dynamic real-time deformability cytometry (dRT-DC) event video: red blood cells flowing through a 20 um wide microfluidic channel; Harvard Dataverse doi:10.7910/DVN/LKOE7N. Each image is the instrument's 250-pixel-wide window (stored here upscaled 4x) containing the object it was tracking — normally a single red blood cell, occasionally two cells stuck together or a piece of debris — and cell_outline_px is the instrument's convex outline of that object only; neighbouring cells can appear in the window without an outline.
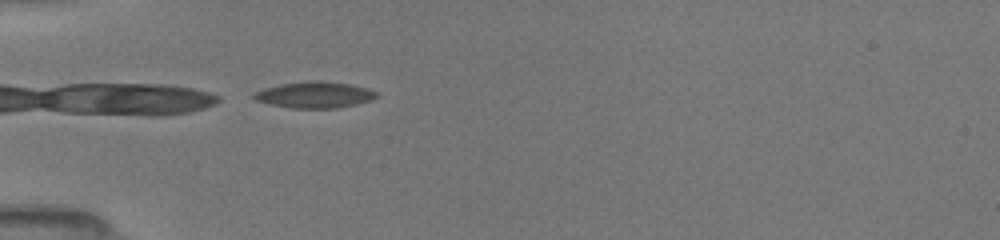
{"species": "common noctule bat (a hibernating species)", "species_latin": "Nyctalus noctula", "temperature_condition": "room temperature", "stored_images_in_passage": 36, "camera_frame_rate_fps": 3000, "um_per_image_px": 0.085, "animal": {"sex": "female", "body_mass_g": 19.5, "forearm_length_mm": 54.1}, "frame": {"image": 1, "passage_image": 1, "time_ms": 0.0, "image_size_px": [1000, 240], "cell_outline_px": [[380, 96], [372, 100], [356, 104], [336, 108], [292, 108], [268, 104], [256, 100], [252, 96], [256, 92], [264, 88], [280, 84], [308, 80], [320, 80], [352, 84], [368, 88], [380, 92]], "centroid_in_image_um": [26.81, 8.05], "position_along_channel_um": 58.2, "area_um2": 19.07}}
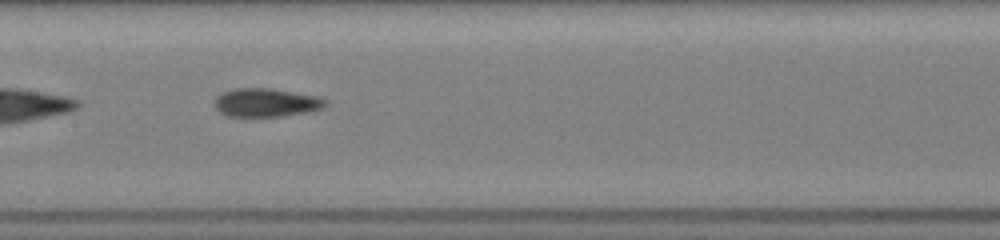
{"frame": {"image": 2, "passage_image": 11, "time_ms": 3.333, "image_size_px": [1000, 240], "cell_outline_px": [[328, 104], [324, 108], [312, 112], [280, 116], [228, 116], [220, 112], [212, 104], [212, 100], [220, 92], [232, 88], [272, 88], [316, 96], [328, 100]], "centroid_in_image_um": [22.6, 8.71], "position_along_channel_um": 184.8, "area_um2": 18.84}}
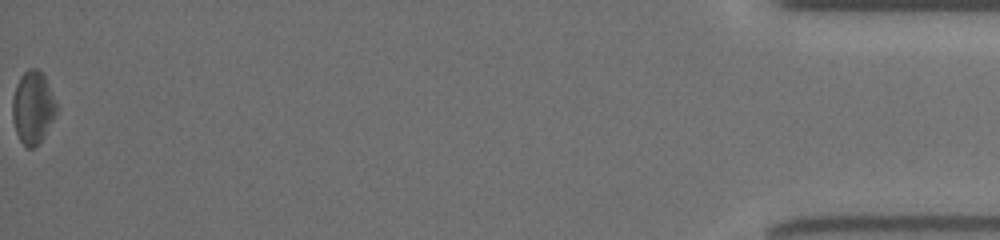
{"frame": {"image": 3, "passage_image": 36, "time_ms": 11.667, "image_size_px": [1000, 240], "cell_outline_px": [[56, 112], [40, 140], [32, 148], [28, 148], [20, 140], [16, 132], [12, 120], [12, 100], [16, 84], [20, 76], [28, 68], [36, 68], [44, 76], [56, 100]], "centroid_in_image_um": [2.76, 9.09], "position_along_channel_um": 432.4, "area_um2": 18.21}, "authors_computed_cell_mechanics": {"area_um2": 18.3515, "velocity_mm_per_s": 4.0442, "shape_relaxation_time_tau1_ms": 2.7197, "shape_relaxation_time_tau2_ms": 2.2671, "deformation_change_tau1": 0.11, "deformation_change_tau2": 0.0864}}